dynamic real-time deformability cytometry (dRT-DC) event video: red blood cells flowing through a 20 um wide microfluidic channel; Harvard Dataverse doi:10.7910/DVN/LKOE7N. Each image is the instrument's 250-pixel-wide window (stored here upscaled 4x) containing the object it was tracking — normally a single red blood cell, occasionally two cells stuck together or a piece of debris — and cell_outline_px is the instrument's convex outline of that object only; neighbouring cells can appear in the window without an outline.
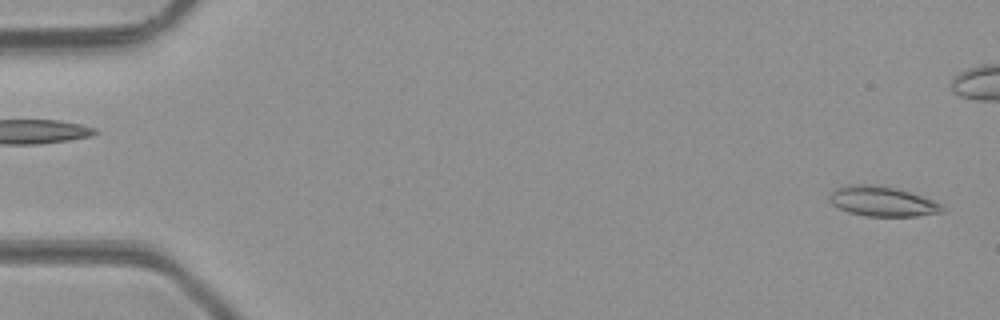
{"species": "common noctule bat (a hibernating species)", "species_latin": "Nyctalus noctula", "temperature_condition": "room temperature", "stored_images_in_passage": 49, "camera_frame_rate_fps": 3000, "um_per_image_px": 0.085, "animal": {"sex": "male", "body_mass_g": 23.1, "forearm_length_mm": 52.7}, "frame": {"image": 1, "passage_image": 1, "time_ms": 0.0, "image_size_px": [1000, 320], "cell_outline_px": [[944, 212], [916, 216], [864, 216], [848, 212], [832, 204], [828, 200], [828, 196], [836, 188], [848, 184], [876, 184], [896, 188], [932, 200], [940, 204], [944, 208]], "centroid_in_image_um": [74.95, 17.11], "position_along_channel_um": 10.1, "area_um2": 19.65}}
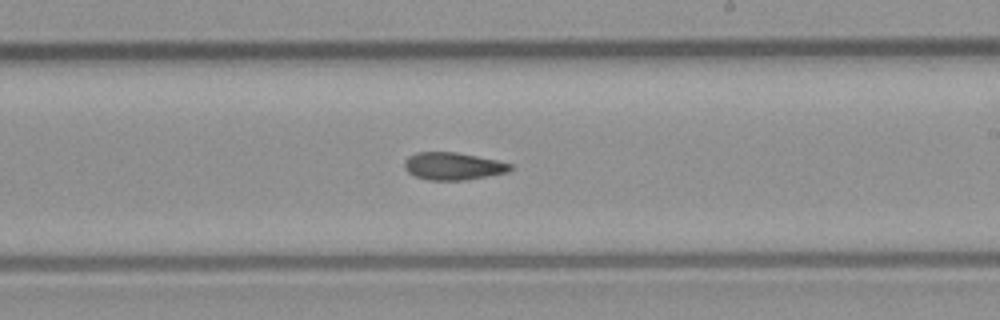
{"frame": {"image": 2, "passage_image": 28, "time_ms": 9.0, "image_size_px": [1000, 320], "cell_outline_px": [[512, 168], [508, 172], [468, 180], [428, 180], [416, 176], [408, 172], [404, 168], [404, 160], [408, 156], [416, 152], [456, 152], [496, 160], [512, 164]], "centroid_in_image_um": [38.49, 14.12], "position_along_channel_um": 250.5, "area_um2": 16.99}}
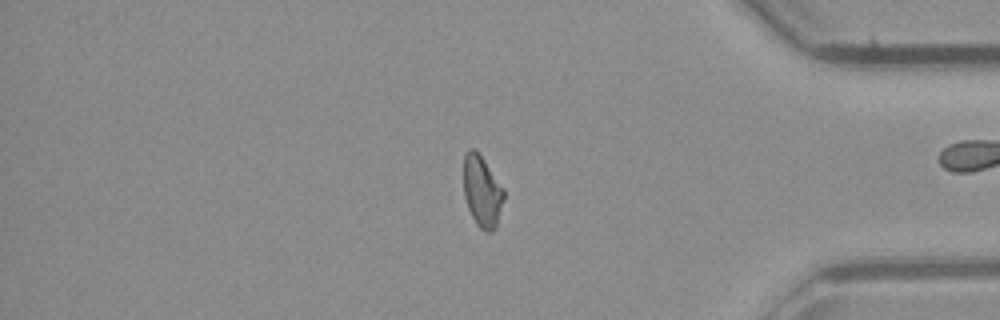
{"frame": {"image": 3, "passage_image": 40, "time_ms": 13.0, "image_size_px": [1000, 320], "cell_outline_px": [[504, 200], [496, 228], [492, 232], [484, 232], [476, 224], [468, 208], [464, 196], [464, 152], [468, 148], [476, 148], [504, 188]], "centroid_in_image_um": [40.98, 16.25], "position_along_channel_um": 394.2, "area_um2": 17.05}, "authors_computed_cell_mechanics": {"area_um2": 17.34, "velocity_mm_per_s": 4.2843, "shape_relaxation_time_tau1_ms": null, "shape_relaxation_time_tau2_ms": 9.9792, "deformation_change_tau1": null, "deformation_change_tau2": 0.2058}}